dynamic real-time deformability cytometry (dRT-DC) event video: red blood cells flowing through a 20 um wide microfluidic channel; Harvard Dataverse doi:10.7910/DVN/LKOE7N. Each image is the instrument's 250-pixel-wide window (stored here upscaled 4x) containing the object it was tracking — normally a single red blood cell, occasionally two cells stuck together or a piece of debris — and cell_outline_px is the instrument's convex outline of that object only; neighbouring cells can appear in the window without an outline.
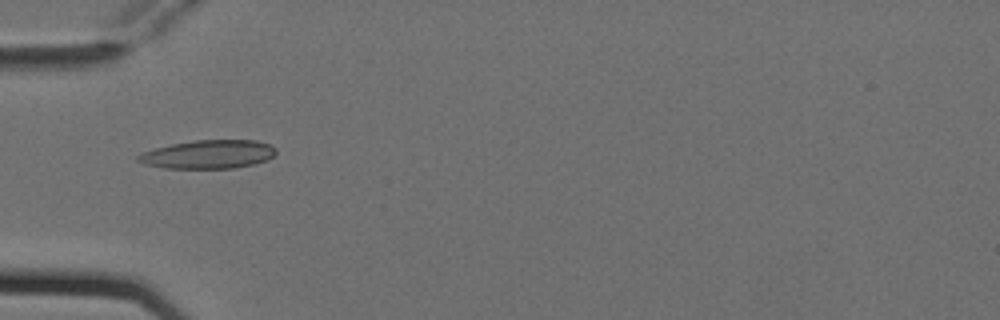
{"species": "Egyptian fruit bat (a non-hibernating species)", "species_latin": "Rousettus aegyptiacus", "temperature_condition": "cold", "stored_images_in_passage": 7, "camera_frame_rate_fps": 3000, "um_per_image_px": 0.085, "animal": {"sex": "female"}, "frame": {"image": 1, "passage_image": 5, "time_ms": 1.333, "image_size_px": [1000, 320], "cell_outline_px": [[276, 152], [268, 160], [252, 164], [232, 168], [164, 168], [144, 164], [136, 160], [136, 156], [144, 152], [156, 148], [172, 144], [196, 140], [256, 140], [272, 144], [276, 148]], "centroid_in_image_um": [17.73, 13.11], "position_along_channel_um": 67.3, "area_um2": 22.89}}
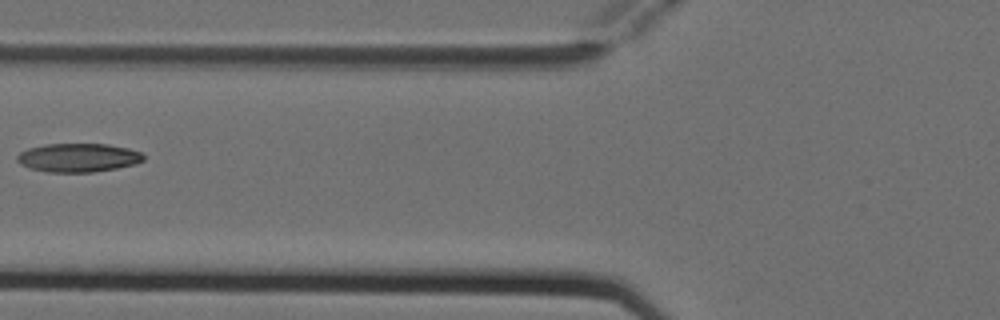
{"frame": {"image": 2, "passage_image": 6, "time_ms": 1.667, "image_size_px": [1000, 320], "cell_outline_px": [[144, 160], [136, 164], [116, 168], [92, 172], [48, 172], [32, 168], [20, 164], [16, 160], [16, 156], [20, 152], [28, 148], [44, 144], [108, 144], [128, 148], [140, 152], [144, 156]], "centroid_in_image_um": [6.64, 13.39], "position_along_channel_um": 119.2, "area_um2": 21.1}}
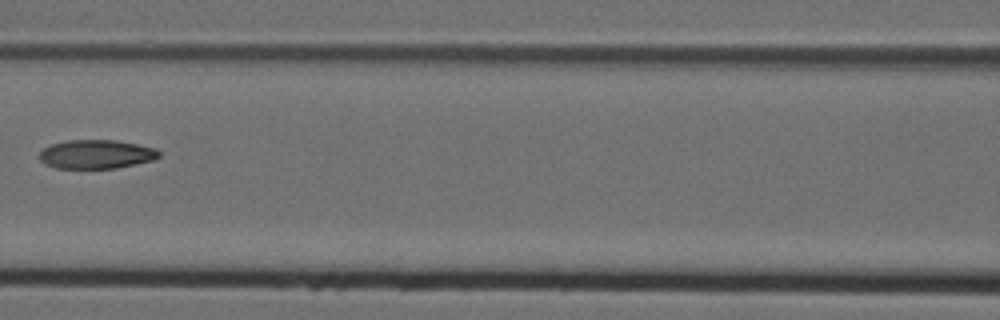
{"frame": {"image": 3, "passage_image": 7, "time_ms": 2.0, "image_size_px": [1000, 320], "cell_outline_px": [[160, 156], [156, 160], [116, 168], [56, 168], [44, 164], [40, 160], [40, 152], [44, 148], [52, 144], [68, 140], [116, 140], [156, 148], [160, 152]], "centroid_in_image_um": [8.21, 13.11], "position_along_channel_um": 158.4, "area_um2": 20.17}}